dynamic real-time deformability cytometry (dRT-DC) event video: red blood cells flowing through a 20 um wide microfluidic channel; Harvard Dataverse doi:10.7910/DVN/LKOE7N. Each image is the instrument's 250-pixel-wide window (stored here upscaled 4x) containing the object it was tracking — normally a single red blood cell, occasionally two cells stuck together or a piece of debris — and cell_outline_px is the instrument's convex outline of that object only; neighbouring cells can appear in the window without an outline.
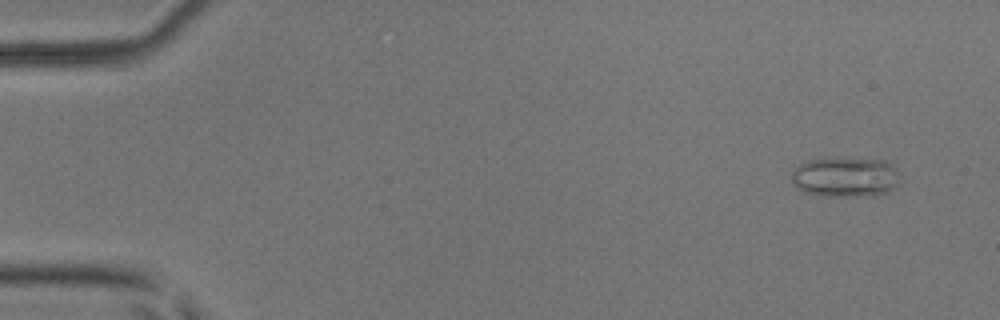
{"species": "common noctule bat (a hibernating species)", "species_latin": "Nyctalus noctula", "temperature_condition": "room temperature", "stored_images_in_passage": 53, "camera_frame_rate_fps": 3000, "um_per_image_px": 0.085, "animal": {"sex": "male", "body_mass_g": 17.9, "forearm_length_mm": 54.2}, "frame": {"image": 1, "passage_image": 4, "time_ms": 1.0, "image_size_px": [1000, 320], "cell_outline_px": [[896, 184], [892, 188], [876, 196], [824, 196], [804, 192], [796, 188], [792, 180], [792, 172], [800, 164], [808, 160], [836, 156], [884, 160], [896, 168]], "centroid_in_image_um": [71.8, 15.02], "position_along_channel_um": 13.2, "area_um2": 25.49}}
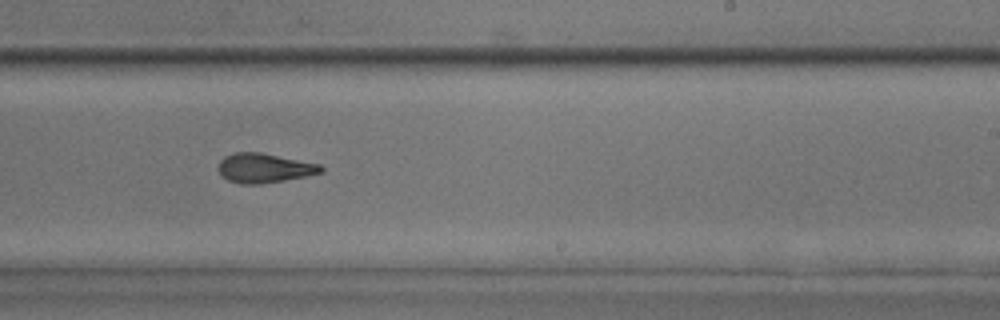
{"frame": {"image": 2, "passage_image": 33, "time_ms": 10.667, "image_size_px": [1000, 320], "cell_outline_px": [[324, 172], [284, 180], [260, 184], [240, 184], [228, 180], [220, 176], [216, 168], [220, 160], [224, 156], [236, 152], [260, 152], [320, 164], [324, 168]], "centroid_in_image_um": [22.41, 14.28], "position_along_channel_um": 266.6, "area_um2": 17.74}}
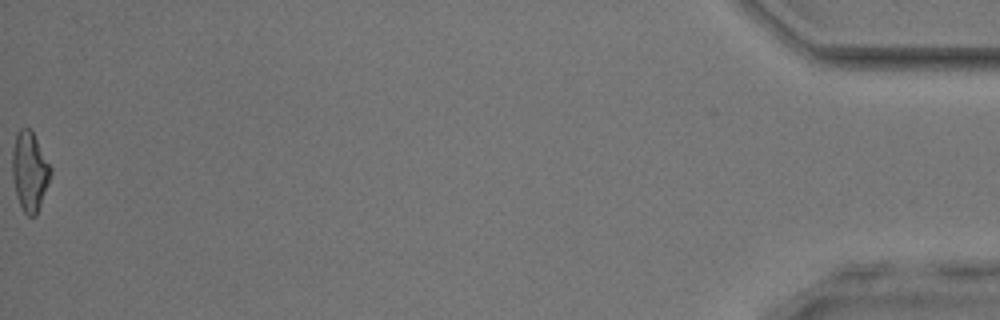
{"frame": {"image": 3, "passage_image": 53, "time_ms": 17.333, "image_size_px": [1000, 320], "cell_outline_px": [[52, 172], [48, 184], [36, 216], [28, 216], [24, 212], [16, 196], [12, 176], [12, 148], [16, 132], [20, 128], [28, 128], [32, 132], [52, 168]], "centroid_in_image_um": [2.51, 14.56], "position_along_channel_um": 432.7, "area_um2": 17.69}, "authors_computed_cell_mechanics": {"area_um2": 17.918, "velocity_mm_per_s": 3.9769, "shape_relaxation_time_tau1_ms": 6.9713, "shape_relaxation_time_tau2_ms": 2.9274, "deformation_change_tau1": 0.2187, "deformation_change_tau2": 0.1252}}